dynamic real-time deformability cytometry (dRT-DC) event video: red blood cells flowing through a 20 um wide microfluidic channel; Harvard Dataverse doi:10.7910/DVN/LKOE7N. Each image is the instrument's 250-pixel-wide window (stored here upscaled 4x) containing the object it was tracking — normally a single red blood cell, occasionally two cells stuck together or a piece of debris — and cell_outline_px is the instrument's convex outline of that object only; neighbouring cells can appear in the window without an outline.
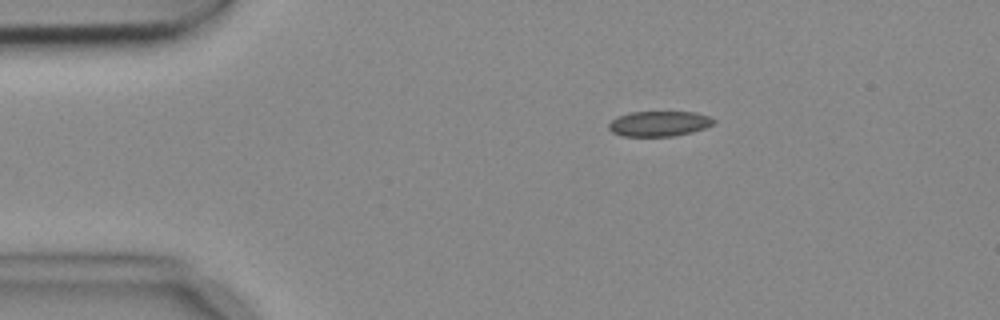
{"species": "common noctule bat (a hibernating species)", "species_latin": "Nyctalus noctula", "temperature_condition": "cold", "stored_images_in_passage": 7, "camera_frame_rate_fps": 3000, "um_per_image_px": 0.085, "animal": {"sex": "female", "body_mass_g": 18.4}, "frame": {"image": 1, "passage_image": 1, "time_ms": 0.0, "image_size_px": [1000, 320], "cell_outline_px": [[716, 124], [692, 132], [672, 136], [620, 136], [612, 132], [608, 128], [608, 124], [612, 120], [620, 116], [632, 112], [696, 112], [712, 116], [716, 120]], "centroid_in_image_um": [56.08, 10.51], "position_along_channel_um": 28.9, "area_um2": 15.55}}
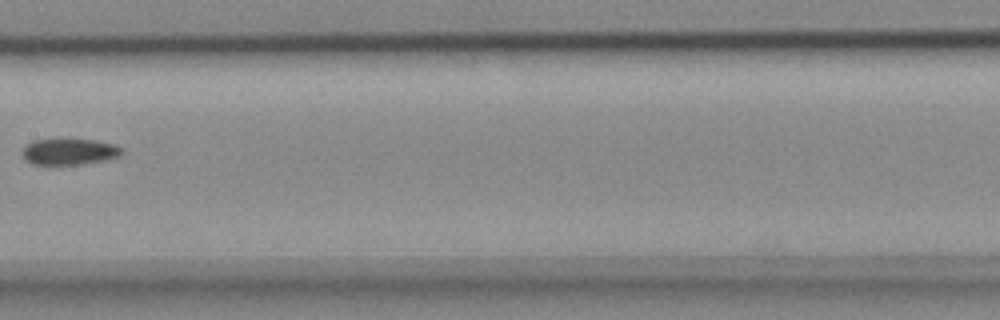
{"frame": {"image": 2, "passage_image": 6, "time_ms": 1.667, "image_size_px": [1000, 320], "cell_outline_px": [[124, 152], [120, 156], [104, 160], [80, 164], [32, 164], [24, 160], [24, 148], [32, 140], [92, 140], [116, 144], [124, 148]], "centroid_in_image_um": [5.95, 12.9], "position_along_channel_um": 201.5, "area_um2": 14.97}}
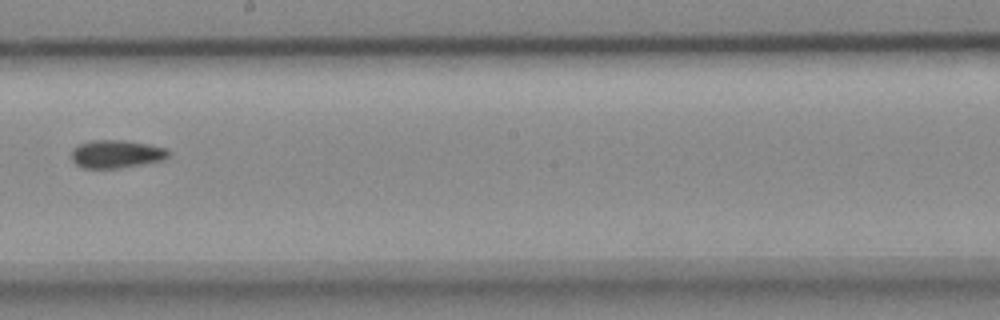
{"frame": {"image": 3, "passage_image": 7, "time_ms": 2.0, "image_size_px": [1000, 320], "cell_outline_px": [[172, 152], [164, 160], [120, 168], [84, 168], [76, 164], [72, 160], [72, 148], [80, 144], [92, 140], [128, 140], [168, 148]], "centroid_in_image_um": [9.93, 13.08], "position_along_channel_um": 238.3, "area_um2": 16.01}}